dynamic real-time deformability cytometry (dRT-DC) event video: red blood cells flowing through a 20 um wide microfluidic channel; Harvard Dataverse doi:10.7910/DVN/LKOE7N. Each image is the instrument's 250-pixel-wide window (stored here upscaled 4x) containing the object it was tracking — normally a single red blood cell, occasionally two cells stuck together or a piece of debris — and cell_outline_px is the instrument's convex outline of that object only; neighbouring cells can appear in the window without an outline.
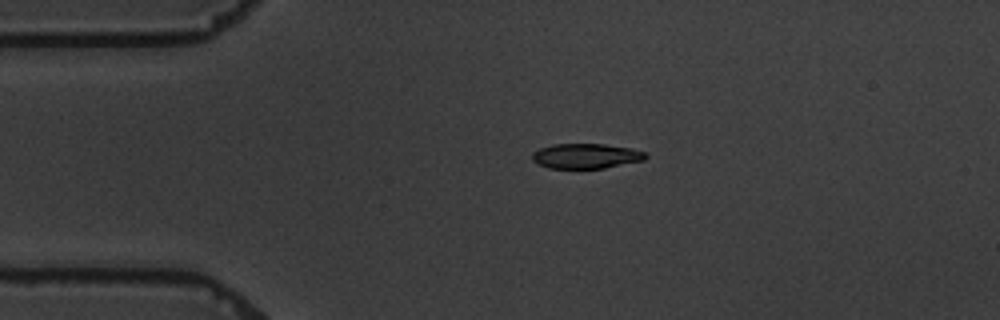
{"species": "common noctule bat (a hibernating species)", "species_latin": "Nyctalus noctula", "temperature_condition": "warm", "stored_images_in_passage": 2, "camera_frame_rate_fps": 3000, "um_per_image_px": 0.085, "animal": {"sex": "male", "body_mass_g": 19.5, "forearm_length_mm": 54.6}, "frame": {"image": 1, "passage_image": 1, "time_ms": 0.0, "image_size_px": [1000, 320], "cell_outline_px": [[648, 156], [644, 160], [604, 168], [548, 168], [532, 160], [532, 152], [540, 148], [552, 144], [604, 144], [632, 148], [644, 152]], "centroid_in_image_um": [49.81, 13.25], "position_along_channel_um": 35.2, "area_um2": 16.47}}